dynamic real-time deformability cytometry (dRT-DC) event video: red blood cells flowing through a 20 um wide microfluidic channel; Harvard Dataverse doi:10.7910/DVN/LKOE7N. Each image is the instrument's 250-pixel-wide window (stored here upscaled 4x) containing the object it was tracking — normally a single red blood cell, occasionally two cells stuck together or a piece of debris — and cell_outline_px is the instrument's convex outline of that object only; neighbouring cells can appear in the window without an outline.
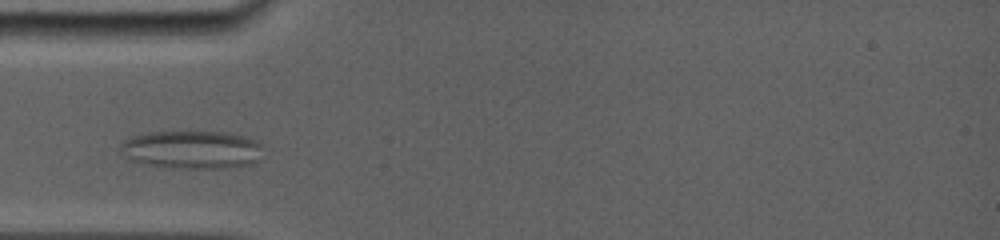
{"species": "common noctule bat (a hibernating species)", "species_latin": "Nyctalus noctula", "temperature_condition": "room temperature", "stored_images_in_passage": 7, "camera_frame_rate_fps": 5000, "um_per_image_px": 0.085, "animal": {"sex": "female", "body_mass_g": 19.0, "forearm_length_mm": 56.7}, "frame": {"image": 1, "passage_image": 4, "time_ms": 2.2, "image_size_px": [1000, 240], "cell_outline_px": [[260, 144], [256, 160], [248, 164], [224, 168], [172, 168], [144, 164], [128, 160], [120, 152], [120, 144], [128, 136], [148, 132], [224, 132], [244, 136], [256, 140]], "centroid_in_image_um": [16.18, 12.71], "position_along_channel_um": 68.8, "area_um2": 31.62}}
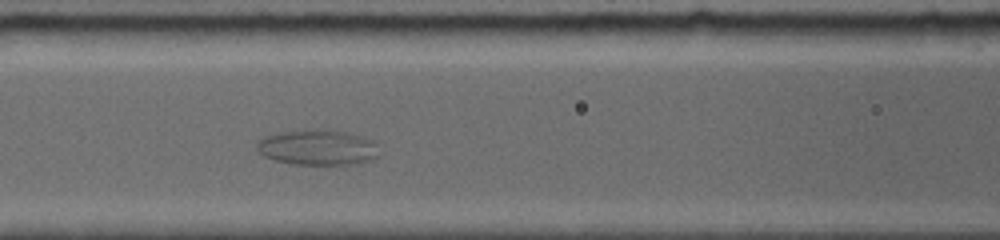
{"frame": {"image": 2, "passage_image": 6, "time_ms": 4.2, "image_size_px": [1000, 240], "cell_outline_px": [[380, 156], [372, 160], [356, 164], [292, 164], [276, 160], [264, 156], [256, 148], [256, 144], [264, 136], [276, 132], [312, 128], [324, 128], [348, 132], [372, 140], [376, 144]], "centroid_in_image_um": [27.01, 12.51], "position_along_channel_um": 139.6, "area_um2": 25.72}}
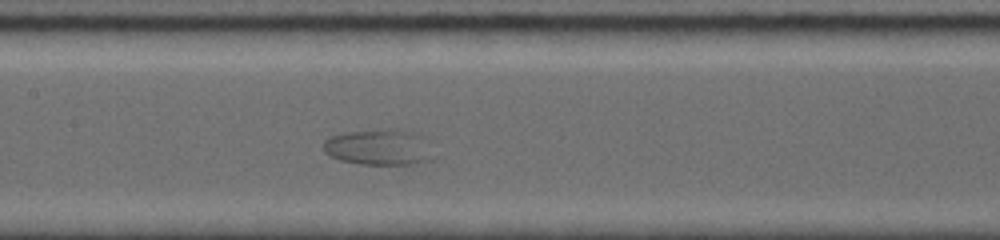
{"frame": {"image": 3, "passage_image": 7, "time_ms": 5.2, "image_size_px": [1000, 240], "cell_outline_px": [[428, 160], [412, 164], [360, 164], [340, 160], [328, 156], [324, 152], [324, 140], [332, 136], [348, 132], [388, 128], [396, 128], [412, 132], [424, 136], [428, 156]], "centroid_in_image_um": [32.11, 12.5], "position_along_channel_um": 175.3, "area_um2": 22.6}}